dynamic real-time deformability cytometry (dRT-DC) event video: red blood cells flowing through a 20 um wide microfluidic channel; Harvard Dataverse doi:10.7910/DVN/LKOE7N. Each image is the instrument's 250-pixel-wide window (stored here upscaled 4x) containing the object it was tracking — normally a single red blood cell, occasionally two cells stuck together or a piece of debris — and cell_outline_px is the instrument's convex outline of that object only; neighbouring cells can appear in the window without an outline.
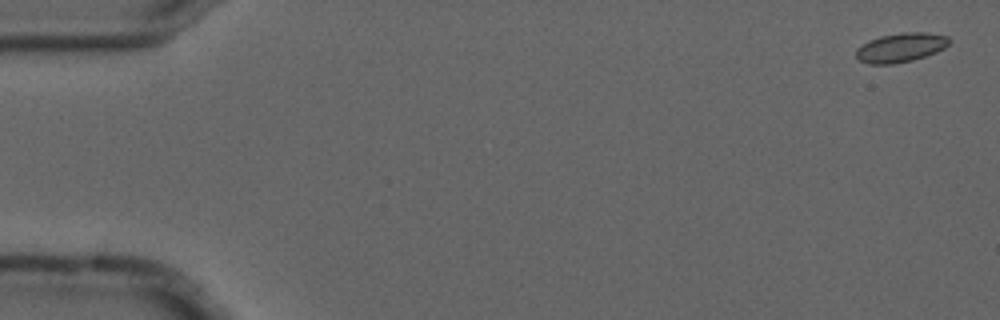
{"species": "common noctule bat (a hibernating species)", "species_latin": "Nyctalus noctula", "temperature_condition": "cold", "stored_images_in_passage": 6, "camera_frame_rate_fps": 3000, "um_per_image_px": 0.085, "animal": {"sex": "male", "forearm_length_mm": 52.5}, "frame": {"image": 1, "passage_image": 1, "time_ms": 0.0, "image_size_px": [1000, 320], "cell_outline_px": [[952, 40], [944, 48], [936, 52], [912, 60], [892, 64], [868, 64], [860, 60], [856, 56], [856, 48], [868, 40], [880, 36], [900, 32], [928, 32], [948, 36]], "centroid_in_image_um": [76.56, 4.02], "position_along_channel_um": 8.4, "area_um2": 15.95}}
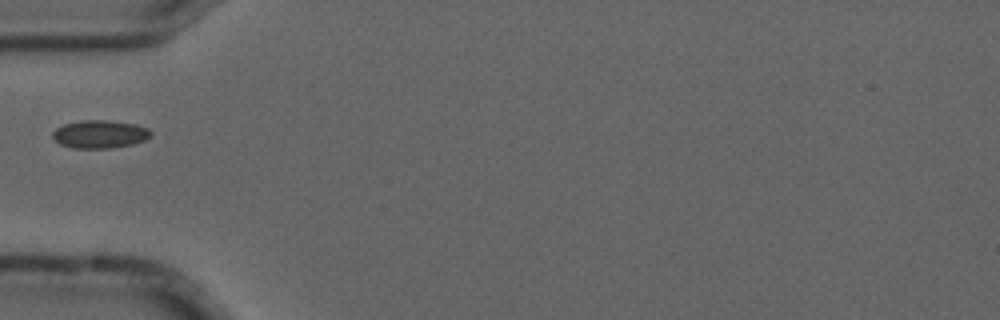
{"frame": {"image": 2, "passage_image": 5, "time_ms": 1.333, "image_size_px": [1000, 320], "cell_outline_px": [[152, 136], [144, 140], [132, 144], [112, 148], [72, 148], [60, 144], [52, 136], [52, 132], [56, 128], [64, 124], [80, 120], [104, 120], [136, 124], [148, 128], [152, 132]], "centroid_in_image_um": [8.49, 11.4], "position_along_channel_um": 76.5, "area_um2": 16.07}}
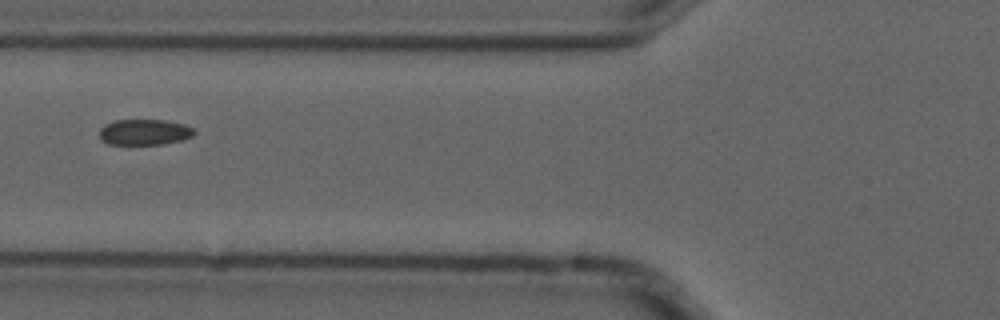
{"frame": {"image": 3, "passage_image": 6, "time_ms": 1.667, "image_size_px": [1000, 320], "cell_outline_px": [[196, 132], [192, 136], [180, 140], [160, 144], [108, 144], [100, 140], [100, 128], [104, 124], [116, 120], [164, 120], [184, 124], [192, 128]], "centroid_in_image_um": [12.24, 11.22], "position_along_channel_um": 113.6, "area_um2": 14.16}}